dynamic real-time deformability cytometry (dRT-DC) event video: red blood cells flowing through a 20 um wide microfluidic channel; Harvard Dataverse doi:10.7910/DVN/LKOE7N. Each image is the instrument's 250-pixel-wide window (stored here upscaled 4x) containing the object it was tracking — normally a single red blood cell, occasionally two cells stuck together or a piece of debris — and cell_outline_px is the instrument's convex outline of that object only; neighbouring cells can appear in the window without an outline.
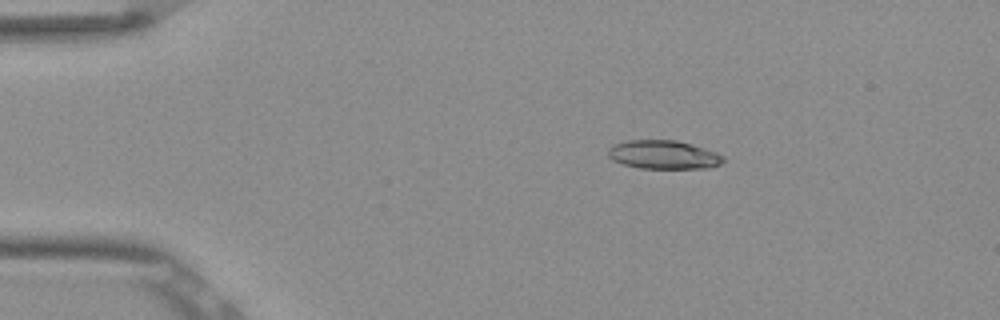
{"species": "Egyptian fruit bat (a non-hibernating species)", "species_latin": "Rousettus aegyptiacus", "temperature_condition": "room temperature", "stored_images_in_passage": 45, "camera_frame_rate_fps": 3000, "um_per_image_px": 0.085, "frame": {"image": 1, "passage_image": 2, "time_ms": 0.333, "image_size_px": [1000, 320], "cell_outline_px": [[724, 160], [720, 164], [708, 168], [640, 168], [624, 164], [612, 160], [608, 156], [608, 148], [616, 144], [628, 140], [676, 140], [692, 144], [716, 152], [724, 156]], "centroid_in_image_um": [56.41, 13.15], "position_along_channel_um": 28.6, "area_um2": 19.13}}
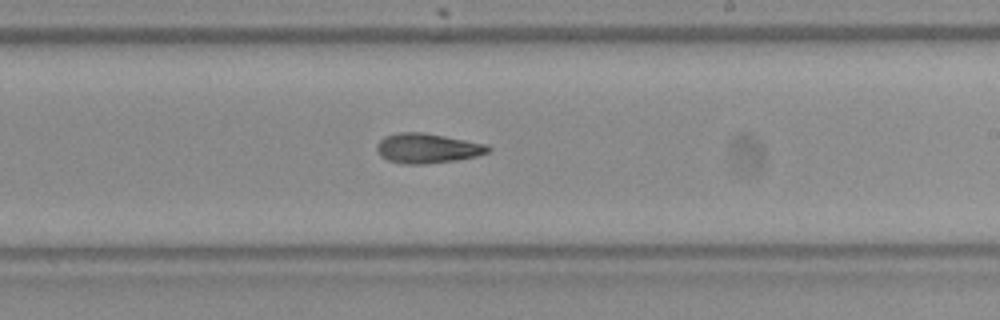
{"frame": {"image": 2, "passage_image": 24, "time_ms": 7.667, "image_size_px": [1000, 320], "cell_outline_px": [[492, 148], [488, 152], [476, 156], [456, 160], [424, 164], [404, 164], [388, 160], [380, 156], [376, 152], [376, 144], [384, 136], [400, 132], [424, 132], [488, 144]], "centroid_in_image_um": [36.31, 12.6], "position_along_channel_um": 252.7, "area_um2": 19.48}}
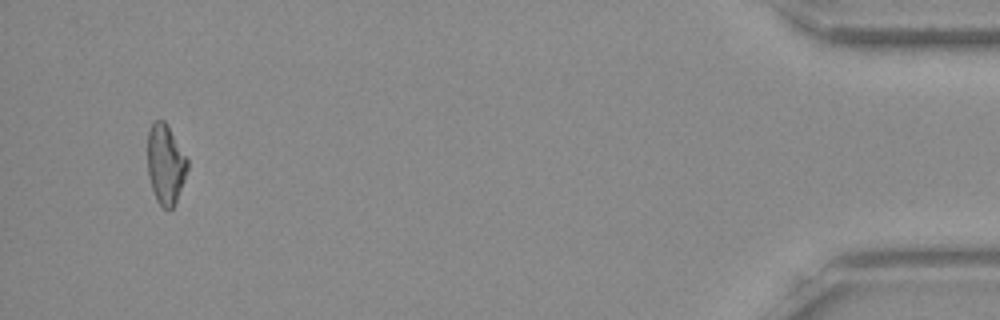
{"frame": {"image": 3, "passage_image": 43, "time_ms": 14.0, "image_size_px": [1000, 320], "cell_outline_px": [[188, 168], [184, 180], [176, 200], [172, 208], [164, 208], [156, 200], [148, 176], [148, 132], [152, 124], [156, 120], [164, 120], [168, 124], [188, 160]], "centroid_in_image_um": [14.07, 13.93], "position_along_channel_um": 421.1, "area_um2": 18.38}, "authors_computed_cell_mechanics": {"area_um2": 18.9584, "velocity_mm_per_s": 3.8778, "shape_relaxation_time_tau1_ms": 7.4964, "shape_relaxation_time_tau2_ms": 2.8361, "deformation_change_tau1": 0.2191, "deformation_change_tau2": 0.1144}}